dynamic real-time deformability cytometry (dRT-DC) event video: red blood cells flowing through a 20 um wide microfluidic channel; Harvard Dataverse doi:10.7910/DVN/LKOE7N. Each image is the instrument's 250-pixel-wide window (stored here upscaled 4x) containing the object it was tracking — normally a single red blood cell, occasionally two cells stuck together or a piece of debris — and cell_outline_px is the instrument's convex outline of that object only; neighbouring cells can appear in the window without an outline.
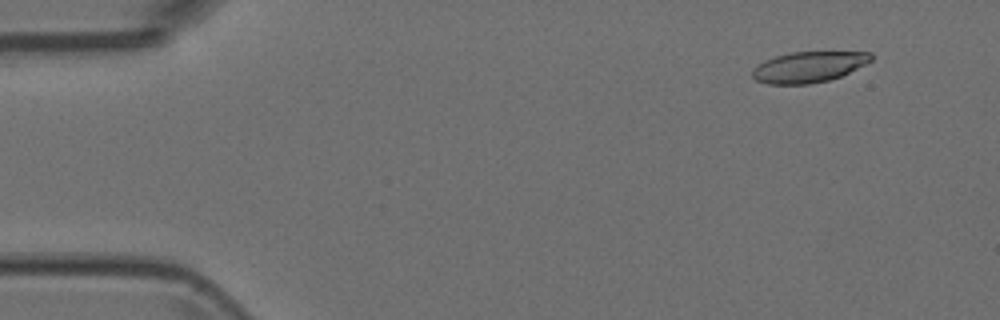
{"species": "Egyptian fruit bat (a non-hibernating species)", "species_latin": "Rousettus aegyptiacus", "temperature_condition": "room temperature", "stored_images_in_passage": 5, "camera_frame_rate_fps": 3000, "um_per_image_px": 0.085, "animal": {"sex": "female"}, "frame": {"image": 1, "passage_image": 2, "time_ms": 0.333, "image_size_px": [1000, 320], "cell_outline_px": [[872, 60], [840, 76], [828, 80], [808, 84], [768, 84], [756, 80], [752, 76], [752, 68], [764, 60], [776, 56], [792, 52], [872, 52]], "centroid_in_image_um": [68.69, 5.69], "position_along_channel_um": 16.3, "area_um2": 21.1}}
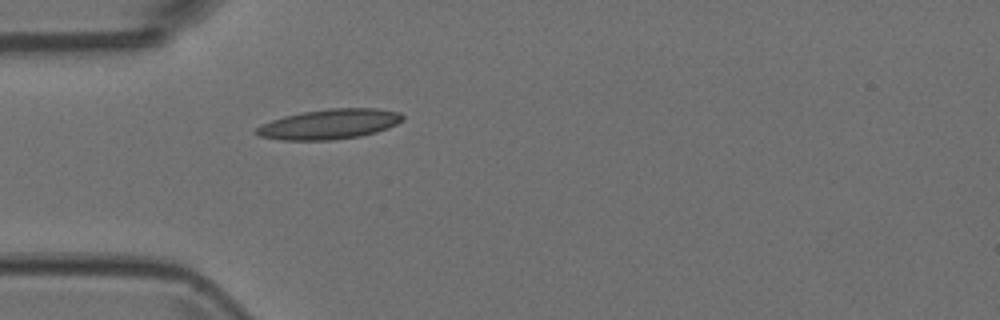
{"frame": {"image": 2, "passage_image": 5, "time_ms": 1.333, "image_size_px": [1000, 320], "cell_outline_px": [[404, 120], [388, 128], [376, 132], [360, 136], [332, 140], [280, 140], [260, 136], [252, 132], [260, 124], [284, 116], [300, 112], [328, 108], [376, 108], [400, 112], [404, 116]], "centroid_in_image_um": [27.99, 10.55], "position_along_channel_um": 57.0, "area_um2": 25.84}}